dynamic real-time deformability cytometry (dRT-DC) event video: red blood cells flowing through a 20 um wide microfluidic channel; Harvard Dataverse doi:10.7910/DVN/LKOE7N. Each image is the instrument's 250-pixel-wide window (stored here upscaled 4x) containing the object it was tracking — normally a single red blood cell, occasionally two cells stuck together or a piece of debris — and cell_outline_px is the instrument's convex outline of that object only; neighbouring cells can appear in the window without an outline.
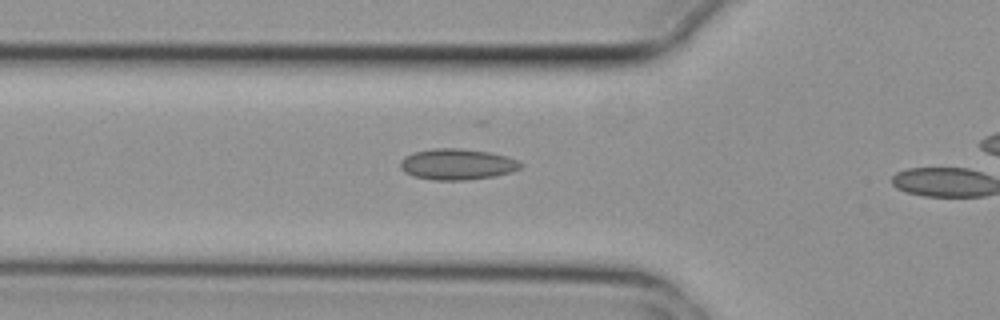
{"species": "common noctule bat (a hibernating species)", "species_latin": "Nyctalus noctula", "temperature_condition": "cold", "stored_images_in_passage": 4, "camera_frame_rate_fps": 3000, "um_per_image_px": 0.085, "animal": {"sex": "female", "body_mass_g": 29.2, "forearm_length_mm": 56.3}, "frame": {"image": 1, "passage_image": 3, "time_ms": 0.667, "image_size_px": [1000, 320], "cell_outline_px": [[524, 164], [520, 168], [512, 172], [492, 176], [464, 180], [436, 180], [412, 176], [404, 172], [400, 168], [400, 160], [404, 156], [412, 152], [432, 148], [460, 148], [492, 152], [516, 160]], "centroid_in_image_um": [38.81, 13.95], "position_along_channel_um": 87.0, "area_um2": 21.85}}